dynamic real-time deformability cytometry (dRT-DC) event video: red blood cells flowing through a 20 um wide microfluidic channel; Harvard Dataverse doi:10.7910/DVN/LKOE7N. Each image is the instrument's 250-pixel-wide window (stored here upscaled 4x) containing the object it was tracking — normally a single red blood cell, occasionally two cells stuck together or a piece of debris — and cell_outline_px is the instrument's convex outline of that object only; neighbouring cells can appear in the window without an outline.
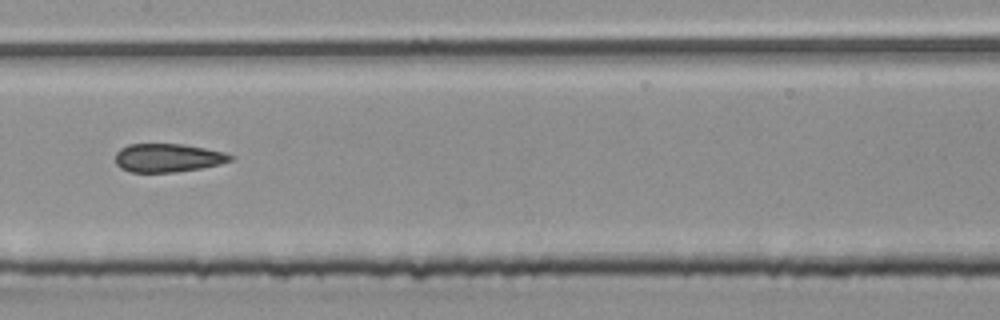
{"species": "common noctule bat (a hibernating species)", "species_latin": "Nyctalus noctula", "temperature_condition": "room temperature", "stored_images_in_passage": 6, "camera_frame_rate_fps": 3000, "um_per_image_px": 0.085, "animal": {"sex": "male", "body_mass_g": 20.4}, "frame": {"image": 1, "passage_image": 6, "time_ms": 1.667, "image_size_px": [1000, 320], "cell_outline_px": [[236, 156], [232, 160], [220, 164], [200, 168], [172, 172], [132, 172], [120, 168], [116, 164], [116, 152], [120, 148], [128, 144], [184, 144], [224, 152]], "centroid_in_image_um": [14.27, 13.41], "position_along_channel_um": 193.1, "area_um2": 19.07}}